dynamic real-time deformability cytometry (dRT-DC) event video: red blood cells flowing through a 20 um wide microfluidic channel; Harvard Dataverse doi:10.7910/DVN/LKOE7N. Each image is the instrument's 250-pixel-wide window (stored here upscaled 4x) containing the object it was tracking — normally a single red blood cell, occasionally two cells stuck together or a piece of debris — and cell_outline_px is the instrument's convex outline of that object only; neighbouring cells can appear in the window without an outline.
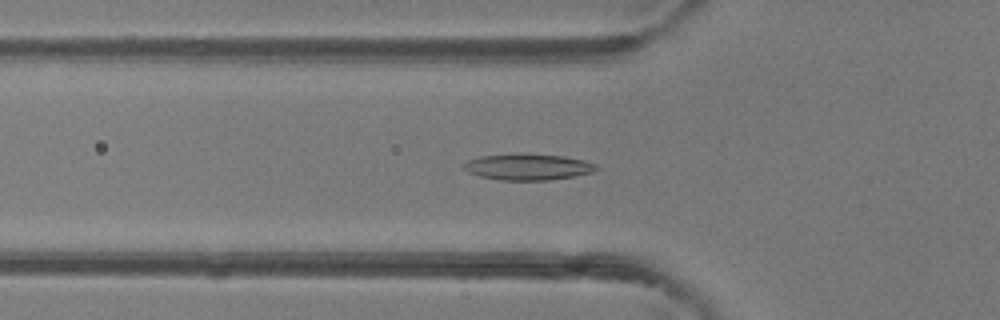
{"species": "common noctule bat (a hibernating species)", "species_latin": "Nyctalus noctula", "temperature_condition": "room temperature", "stored_images_in_passage": 40, "camera_frame_rate_fps": 3000, "um_per_image_px": 0.085, "animal": {"sex": "female"}, "frame": {"image": 1, "passage_image": 9, "time_ms": 2.667, "image_size_px": [1000, 320], "cell_outline_px": [[600, 168], [592, 172], [572, 176], [548, 180], [500, 180], [480, 176], [468, 172], [464, 168], [464, 164], [468, 160], [480, 156], [564, 156], [584, 160], [596, 164]], "centroid_in_image_um": [44.91, 14.23], "position_along_channel_um": 80.9, "area_um2": 19.25}}
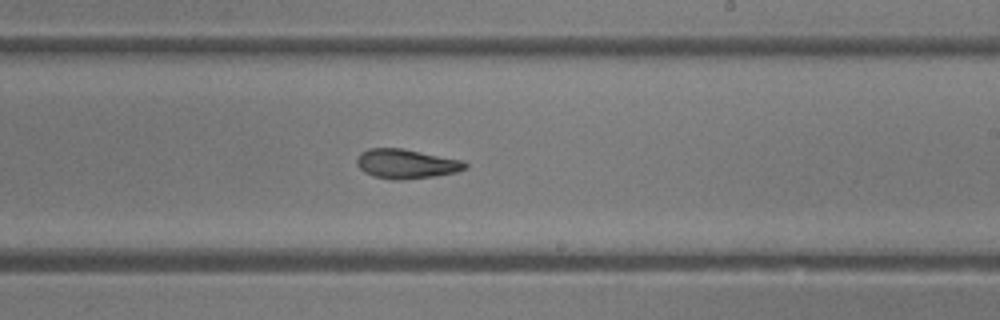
{"frame": {"image": 2, "passage_image": 21, "time_ms": 6.667, "image_size_px": [1000, 320], "cell_outline_px": [[468, 168], [456, 172], [432, 176], [400, 180], [392, 180], [372, 176], [364, 172], [356, 164], [356, 160], [360, 152], [368, 148], [400, 148], [464, 160], [468, 164]], "centroid_in_image_um": [34.52, 13.92], "position_along_channel_um": 254.5, "area_um2": 18.67}}
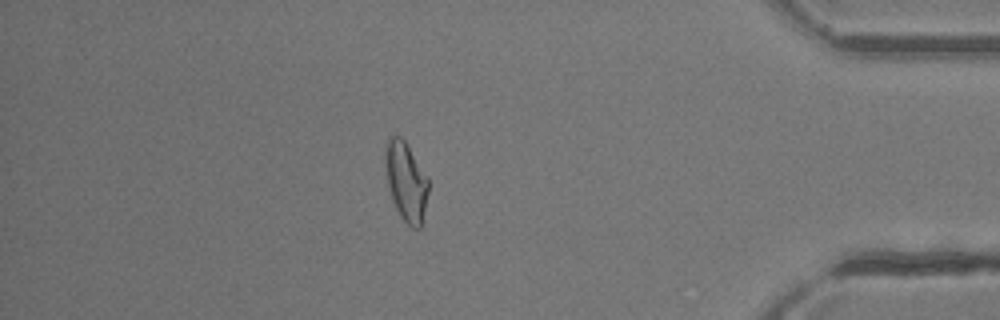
{"frame": {"image": 3, "passage_image": 34, "time_ms": 11.0, "image_size_px": [1000, 320], "cell_outline_px": [[428, 192], [420, 228], [412, 228], [400, 216], [396, 208], [388, 184], [384, 160], [384, 152], [388, 136], [400, 136], [404, 140], [428, 180]], "centroid_in_image_um": [34.48, 15.4], "position_along_channel_um": 400.7, "area_um2": 19.31}, "authors_computed_cell_mechanics": {"area_um2": 19.363, "velocity_mm_per_s": 4.3265, "shape_relaxation_time_tau1_ms": null, "shape_relaxation_time_tau2_ms": 4.8757, "deformation_change_tau1": null, "deformation_change_tau2": 0.1094}}